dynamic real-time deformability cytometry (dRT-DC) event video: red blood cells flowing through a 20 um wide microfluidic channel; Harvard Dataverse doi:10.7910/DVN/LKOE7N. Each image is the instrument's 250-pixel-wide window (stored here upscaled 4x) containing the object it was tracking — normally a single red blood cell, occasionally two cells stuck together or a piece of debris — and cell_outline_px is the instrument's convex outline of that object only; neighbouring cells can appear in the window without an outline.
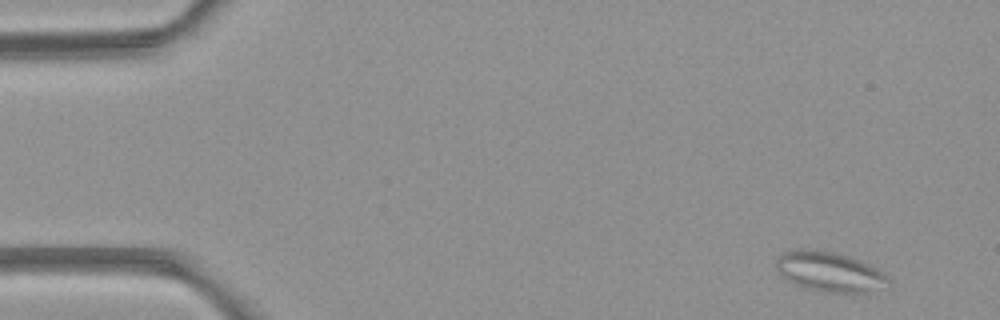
{"species": "common noctule bat (a hibernating species)", "species_latin": "Nyctalus noctula", "temperature_condition": "room temperature", "stored_images_in_passage": 4, "camera_frame_rate_fps": 3000, "um_per_image_px": 0.085, "animal": {"sex": "female", "body_mass_g": 21.9}, "frame": {"image": 1, "passage_image": 1, "time_ms": 0.0, "image_size_px": [1000, 320], "cell_outline_px": [[892, 284], [864, 292], [824, 292], [804, 288], [788, 280], [776, 268], [776, 260], [780, 252], [804, 248], [816, 248], [836, 252], [860, 260], [892, 276]], "centroid_in_image_um": [70.54, 23.07], "position_along_channel_um": 14.5, "area_um2": 26.41}}
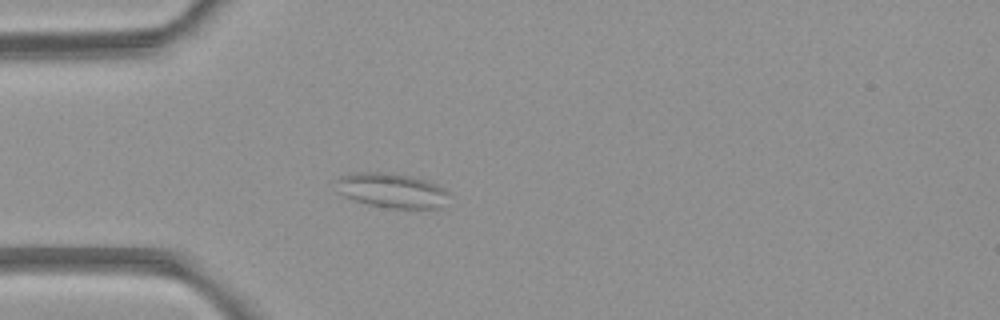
{"frame": {"image": 2, "passage_image": 4, "time_ms": 3.667, "image_size_px": [1000, 320], "cell_outline_px": [[448, 196], [440, 208], [388, 208], [368, 204], [352, 200], [336, 192], [336, 180], [340, 176], [352, 172], [380, 172], [412, 176], [436, 184], [444, 188], [448, 192]], "centroid_in_image_um": [33.23, 16.18], "position_along_channel_um": 51.8, "area_um2": 22.89}}